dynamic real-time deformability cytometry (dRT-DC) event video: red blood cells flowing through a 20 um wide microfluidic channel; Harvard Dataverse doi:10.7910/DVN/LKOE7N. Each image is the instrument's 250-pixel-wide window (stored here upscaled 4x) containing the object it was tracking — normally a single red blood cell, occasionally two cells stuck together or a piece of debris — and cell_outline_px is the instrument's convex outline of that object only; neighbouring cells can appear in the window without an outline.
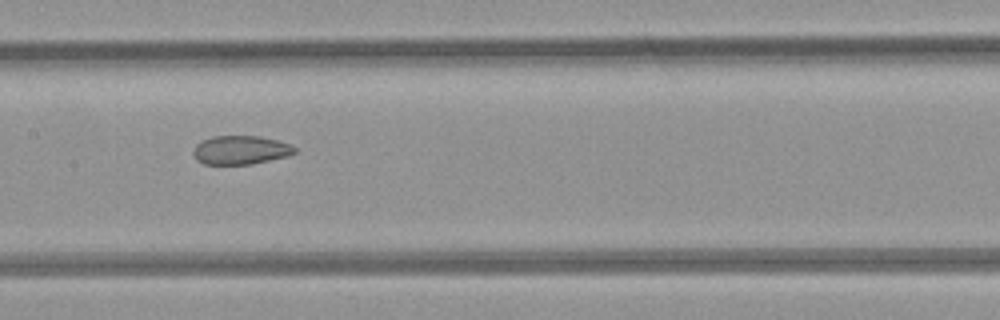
{"species": "common noctule bat (a hibernating species)", "species_latin": "Nyctalus noctula", "temperature_condition": "room temperature", "stored_images_in_passage": 9, "camera_frame_rate_fps": 3000, "um_per_image_px": 0.085, "animal": {"sex": "female", "body_mass_g": 21.9}, "frame": {"image": 1, "passage_image": 6, "time_ms": 6.667, "image_size_px": [1000, 320], "cell_outline_px": [[296, 152], [284, 156], [252, 164], [204, 164], [196, 160], [192, 152], [196, 144], [212, 136], [260, 136], [280, 140], [296, 148]], "centroid_in_image_um": [20.42, 12.74], "position_along_channel_um": 187.0, "area_um2": 16.88}}
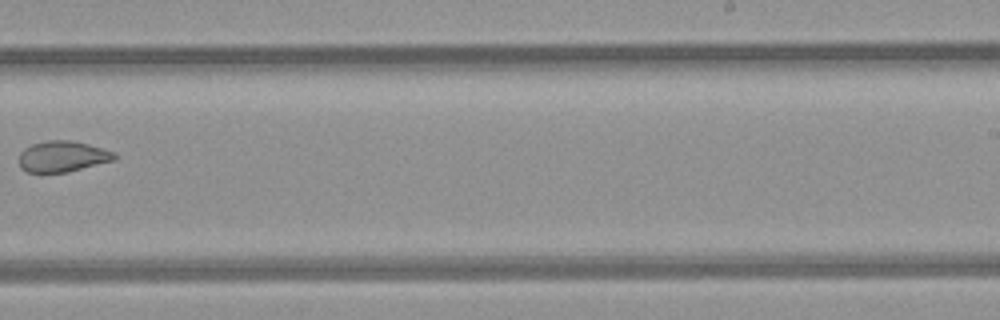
{"frame": {"image": 2, "passage_image": 8, "time_ms": 9.0, "image_size_px": [1000, 320], "cell_outline_px": [[116, 160], [68, 172], [28, 172], [20, 168], [20, 152], [24, 148], [32, 144], [44, 140], [72, 140], [88, 144], [116, 152]], "centroid_in_image_um": [5.34, 13.29], "position_along_channel_um": 283.7, "area_um2": 17.34}}
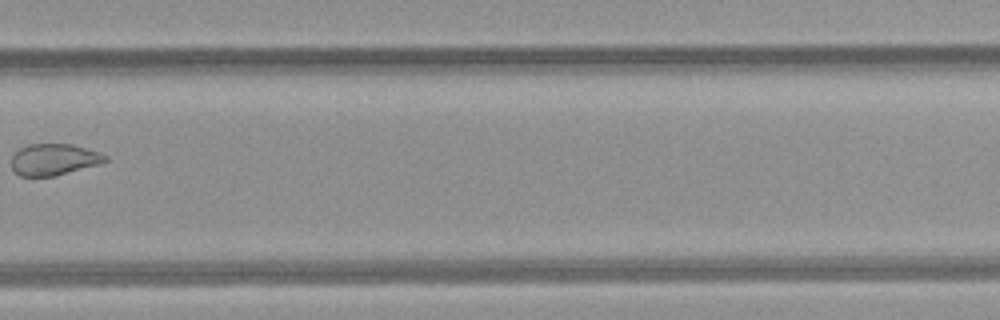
{"frame": {"image": 3, "passage_image": 9, "time_ms": 10.0, "image_size_px": [1000, 320], "cell_outline_px": [[108, 160], [100, 164], [56, 176], [20, 176], [12, 168], [12, 156], [20, 148], [28, 144], [72, 144], [100, 152], [108, 156]], "centroid_in_image_um": [4.61, 13.56], "position_along_channel_um": 325.2, "area_um2": 17.28}}